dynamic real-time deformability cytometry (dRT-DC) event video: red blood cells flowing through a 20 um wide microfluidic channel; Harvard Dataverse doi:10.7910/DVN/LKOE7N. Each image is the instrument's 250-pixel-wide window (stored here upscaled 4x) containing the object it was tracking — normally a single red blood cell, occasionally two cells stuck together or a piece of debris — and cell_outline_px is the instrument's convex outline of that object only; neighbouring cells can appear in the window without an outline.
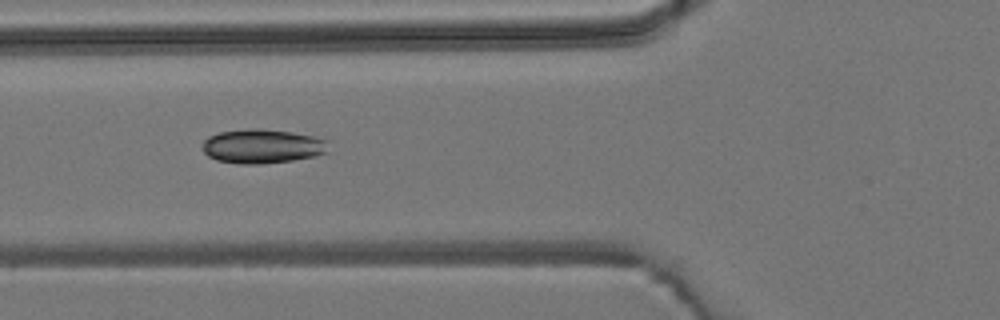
{"species": "common noctule bat (a hibernating species)", "species_latin": "Nyctalus noctula", "temperature_condition": "room temperature", "stored_images_in_passage": 3, "camera_frame_rate_fps": 3000, "um_per_image_px": 0.085, "animal": {"sex": "male", "body_mass_g": 19.2, "forearm_length_mm": 51.8}, "frame": {"image": 1, "passage_image": 2, "time_ms": 1.0, "image_size_px": [1000, 320], "cell_outline_px": [[332, 140], [328, 152], [316, 156], [292, 160], [260, 164], [240, 164], [216, 160], [208, 156], [204, 152], [200, 144], [208, 136], [220, 132], [248, 128], [260, 128], [292, 132]], "centroid_in_image_um": [22.33, 12.42], "position_along_channel_um": 103.5, "area_um2": 25.61}}
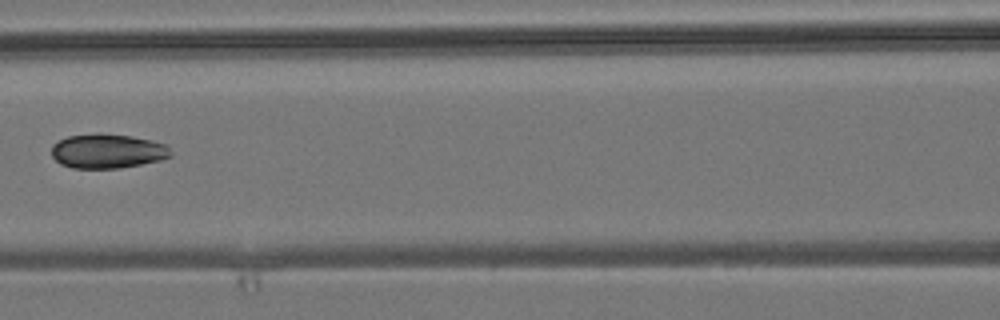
{"frame": {"image": 2, "passage_image": 3, "time_ms": 2.333, "image_size_px": [1000, 320], "cell_outline_px": [[172, 156], [160, 160], [120, 168], [72, 168], [60, 164], [52, 156], [52, 144], [68, 136], [100, 132], [132, 136], [152, 140], [168, 144], [172, 152]], "centroid_in_image_um": [9.16, 12.83], "position_along_channel_um": 157.4, "area_um2": 24.22}}